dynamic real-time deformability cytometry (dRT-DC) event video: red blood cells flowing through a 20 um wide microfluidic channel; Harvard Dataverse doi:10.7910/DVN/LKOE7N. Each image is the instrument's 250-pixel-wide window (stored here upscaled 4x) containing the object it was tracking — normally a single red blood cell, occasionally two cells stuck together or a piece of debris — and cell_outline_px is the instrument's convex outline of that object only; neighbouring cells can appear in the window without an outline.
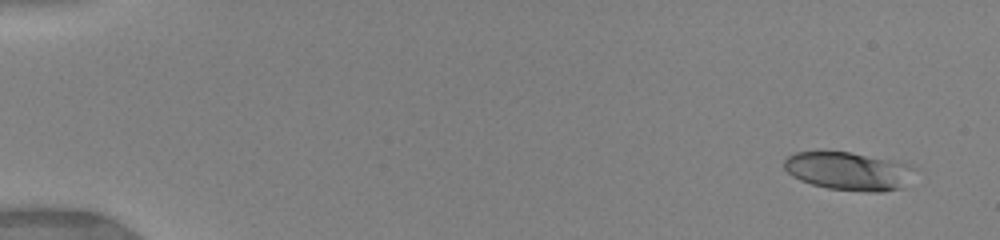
{"species": "human", "species_latin": "Homo sapiens", "temperature_condition": "warm", "stored_images_in_passage": 15, "camera_frame_rate_fps": 3000, "um_per_image_px": 0.085, "donor": {"sex": "female"}, "frame": {"image": 1, "passage_image": 1, "time_ms": 0.0, "image_size_px": [1000, 240], "cell_outline_px": [[916, 168], [904, 188], [884, 192], [868, 192], [828, 188], [812, 184], [800, 180], [792, 176], [784, 168], [784, 160], [788, 156], [796, 152], [816, 148], [848, 152], [908, 164]], "centroid_in_image_um": [72.07, 14.52], "position_along_channel_um": 12.9, "area_um2": 29.59}}
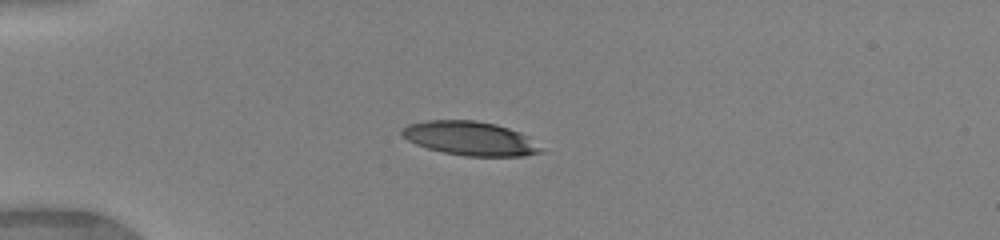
{"frame": {"image": 2, "passage_image": 7, "time_ms": 3.667, "image_size_px": [1000, 240], "cell_outline_px": [[544, 152], [524, 156], [464, 156], [444, 152], [428, 148], [416, 144], [408, 140], [400, 132], [408, 124], [424, 120], [476, 120], [496, 124], [520, 132], [528, 136], [544, 148]], "centroid_in_image_um": [40.01, 11.76], "position_along_channel_um": 45.0, "area_um2": 27.63}}